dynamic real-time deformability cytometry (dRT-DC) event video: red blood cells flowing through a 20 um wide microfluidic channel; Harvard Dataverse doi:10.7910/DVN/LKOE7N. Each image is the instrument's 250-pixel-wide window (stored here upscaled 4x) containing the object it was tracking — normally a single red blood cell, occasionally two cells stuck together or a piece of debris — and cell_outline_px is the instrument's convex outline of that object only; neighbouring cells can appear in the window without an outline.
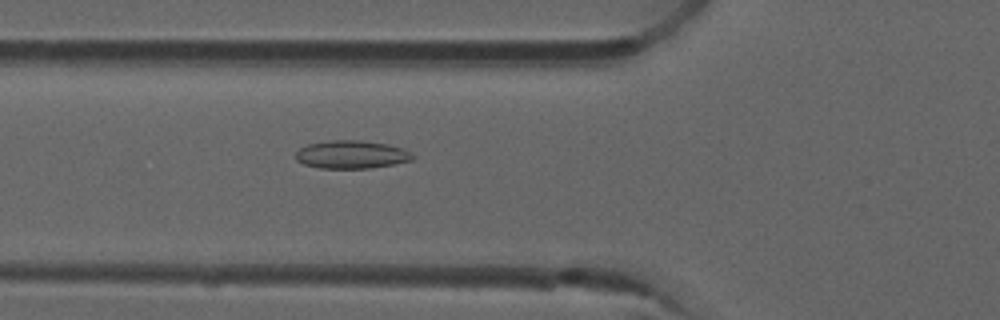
{"species": "common noctule bat (a hibernating species)", "species_latin": "Nyctalus noctula", "temperature_condition": "room temperature", "stored_images_in_passage": 52, "camera_frame_rate_fps": 3000, "um_per_image_px": 0.085, "animal": {"sex": "male", "forearm_length_mm": 52.5}, "frame": {"image": 1, "passage_image": 19, "time_ms": 6.0, "image_size_px": [1000, 320], "cell_outline_px": [[416, 156], [412, 160], [392, 164], [368, 168], [320, 168], [304, 164], [296, 160], [296, 152], [300, 148], [308, 144], [332, 140], [360, 140], [388, 144], [404, 148], [412, 152]], "centroid_in_image_um": [29.91, 13.13], "position_along_channel_um": 95.9, "area_um2": 19.13}}
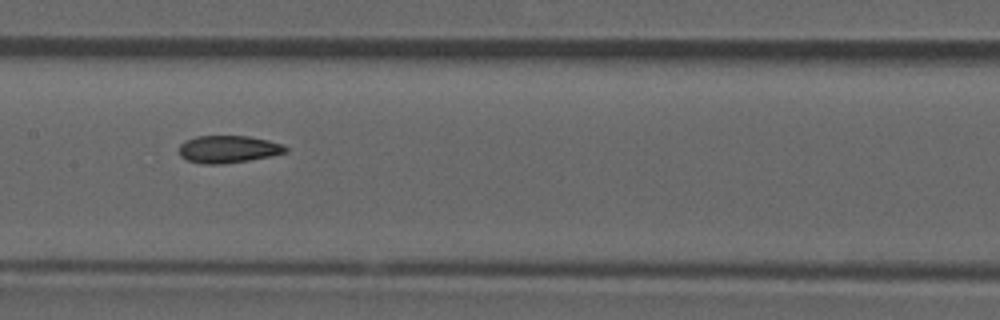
{"frame": {"image": 2, "passage_image": 26, "time_ms": 8.333, "image_size_px": [1000, 320], "cell_outline_px": [[288, 152], [248, 160], [224, 164], [204, 164], [188, 160], [180, 156], [180, 144], [184, 140], [196, 136], [248, 136], [268, 140], [284, 144], [288, 148]], "centroid_in_image_um": [19.4, 12.67], "position_along_channel_um": 188.0, "area_um2": 16.99}}
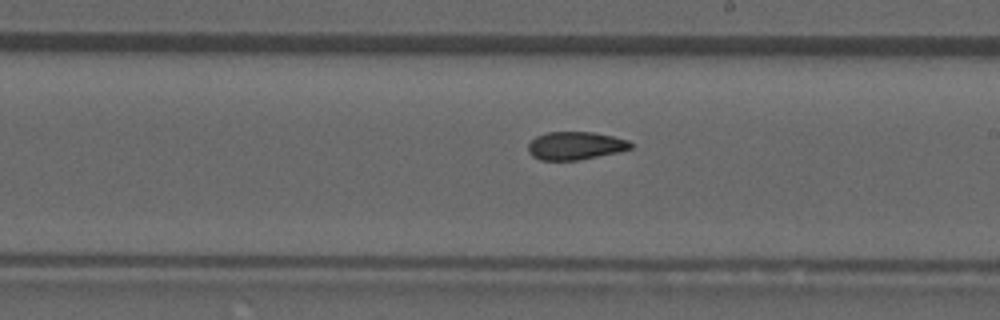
{"frame": {"image": 3, "passage_image": 30, "time_ms": 9.667, "image_size_px": [1000, 320], "cell_outline_px": [[632, 148], [616, 152], [576, 160], [540, 160], [532, 156], [528, 152], [528, 144], [536, 136], [548, 132], [592, 132], [612, 136], [628, 140], [632, 144]], "centroid_in_image_um": [48.87, 12.38], "position_along_channel_um": 240.1, "area_um2": 16.53}, "authors_computed_cell_mechanics": {"area_um2": 17.5134, "velocity_mm_per_s": 3.9259, "shape_relaxation_time_tau1_ms": null, "shape_relaxation_time_tau2_ms": 3.7822, "deformation_change_tau1": null, "deformation_change_tau2": 0.08}}